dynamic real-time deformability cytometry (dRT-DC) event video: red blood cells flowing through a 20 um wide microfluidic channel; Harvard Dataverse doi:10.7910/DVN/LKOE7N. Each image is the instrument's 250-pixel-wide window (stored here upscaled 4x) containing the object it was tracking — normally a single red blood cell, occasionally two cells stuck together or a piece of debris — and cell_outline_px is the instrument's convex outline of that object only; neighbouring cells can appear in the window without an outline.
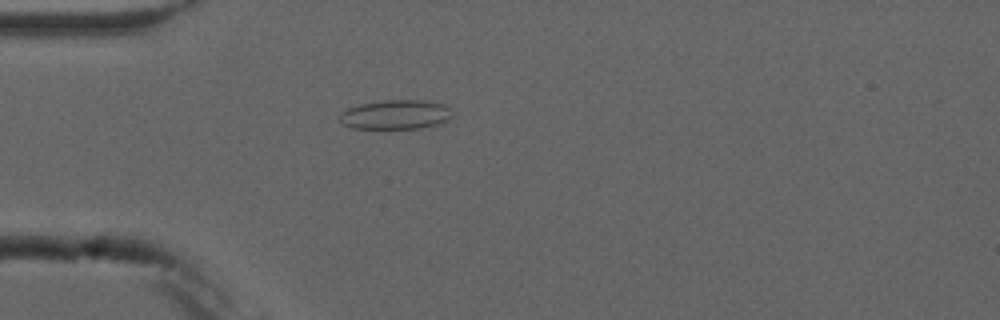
{"species": "common noctule bat (a hibernating species)", "species_latin": "Nyctalus noctula", "temperature_condition": "cold", "stored_images_in_passage": 5, "camera_frame_rate_fps": 3000, "um_per_image_px": 0.085, "animal": {"sex": "male", "forearm_length_mm": 52.5}, "frame": {"image": 1, "passage_image": 4, "time_ms": 3.333, "image_size_px": [1000, 320], "cell_outline_px": [[452, 116], [448, 120], [440, 124], [420, 128], [352, 128], [344, 124], [340, 120], [340, 112], [348, 108], [360, 104], [388, 100], [420, 100], [444, 104], [448, 108]], "centroid_in_image_um": [33.63, 9.74], "position_along_channel_um": 51.4, "area_um2": 19.07}}